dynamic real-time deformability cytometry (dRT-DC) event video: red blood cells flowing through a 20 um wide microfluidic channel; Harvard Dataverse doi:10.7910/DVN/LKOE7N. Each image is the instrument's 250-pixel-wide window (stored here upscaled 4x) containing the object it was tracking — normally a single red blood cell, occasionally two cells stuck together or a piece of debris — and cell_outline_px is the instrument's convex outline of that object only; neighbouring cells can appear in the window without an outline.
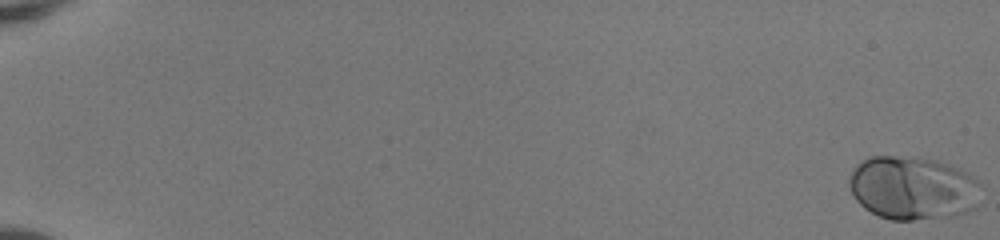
{"species": "human", "species_latin": "Homo sapiens", "temperature_condition": "room temperature", "stored_images_in_passage": 52, "camera_frame_rate_fps": 3000, "um_per_image_px": 0.085, "donor": {"sex": "female"}, "frame": {"image": 1, "passage_image": 1, "time_ms": 0.0, "image_size_px": [1000, 240], "cell_outline_px": [[984, 188], [980, 204], [976, 208], [968, 212], [956, 216], [912, 220], [892, 220], [880, 216], [864, 208], [852, 196], [848, 184], [848, 180], [856, 164], [868, 156], [916, 156], [936, 160], [960, 168], [976, 176], [984, 184]], "centroid_in_image_um": [77.68, 15.97], "position_along_channel_um": 7.3, "area_um2": 50.34}}
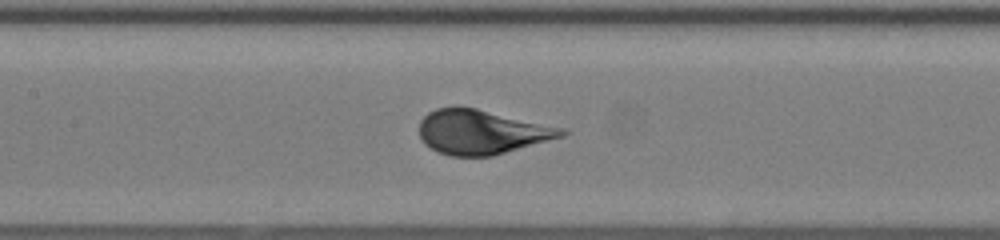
{"frame": {"image": 2, "passage_image": 28, "time_ms": 9.0, "image_size_px": [1000, 240], "cell_outline_px": [[572, 132], [564, 136], [492, 156], [452, 156], [436, 152], [424, 144], [420, 136], [420, 120], [428, 112], [436, 108], [476, 108], [568, 128]], "centroid_in_image_um": [40.99, 11.23], "position_along_channel_um": 166.4, "area_um2": 36.99}}
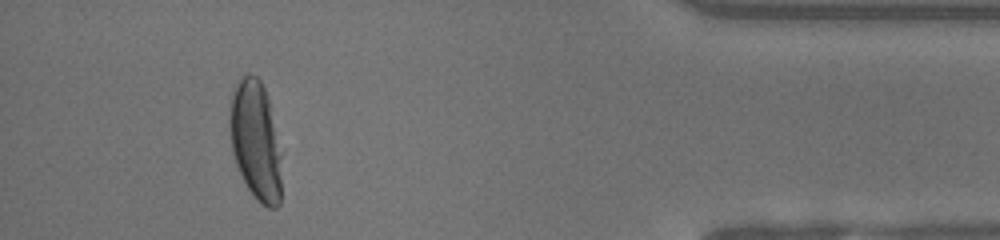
{"frame": {"image": 3, "passage_image": 49, "time_ms": 16.0, "image_size_px": [1000, 240], "cell_outline_px": [[284, 152], [280, 204], [276, 208], [268, 208], [260, 204], [256, 200], [248, 188], [236, 164], [232, 152], [228, 132], [228, 112], [236, 80], [248, 72], [256, 76], [260, 80], [264, 88], [268, 100]], "centroid_in_image_um": [21.76, 11.97], "position_along_channel_um": 413.4, "area_um2": 37.63}}